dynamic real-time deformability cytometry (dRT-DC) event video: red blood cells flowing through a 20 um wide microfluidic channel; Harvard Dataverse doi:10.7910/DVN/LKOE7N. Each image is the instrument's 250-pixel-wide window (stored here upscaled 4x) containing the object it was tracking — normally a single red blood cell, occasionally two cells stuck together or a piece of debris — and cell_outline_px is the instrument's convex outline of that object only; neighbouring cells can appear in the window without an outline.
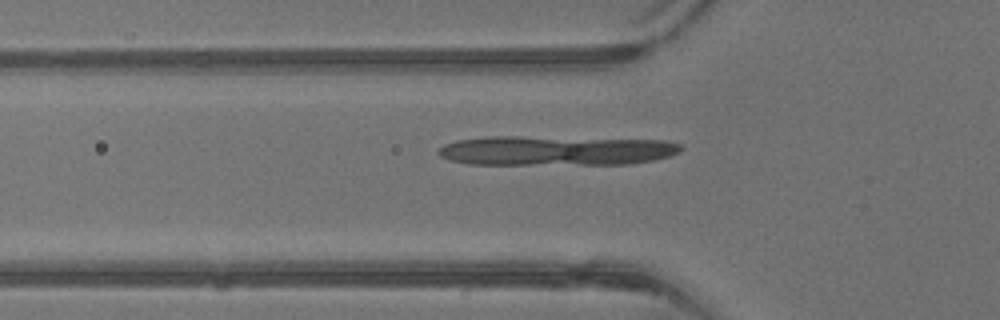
{"species": "common noctule bat (a hibernating species)", "species_latin": "Nyctalus noctula", "temperature_condition": "warm", "stored_images_in_passage": 29, "camera_frame_rate_fps": 3000, "um_per_image_px": 0.085, "animal": {"sex": "male", "body_mass_g": 13.3}, "frame": {"image": 1, "passage_image": 5, "time_ms": 1.333, "image_size_px": [1000, 320], "cell_outline_px": [[684, 148], [680, 152], [668, 156], [652, 160], [632, 164], [468, 164], [448, 160], [440, 156], [436, 152], [444, 144], [456, 140], [488, 136], [520, 136], [664, 140], [680, 144]], "centroid_in_image_um": [47.23, 12.79], "position_along_channel_um": 78.6, "area_um2": 42.25}}